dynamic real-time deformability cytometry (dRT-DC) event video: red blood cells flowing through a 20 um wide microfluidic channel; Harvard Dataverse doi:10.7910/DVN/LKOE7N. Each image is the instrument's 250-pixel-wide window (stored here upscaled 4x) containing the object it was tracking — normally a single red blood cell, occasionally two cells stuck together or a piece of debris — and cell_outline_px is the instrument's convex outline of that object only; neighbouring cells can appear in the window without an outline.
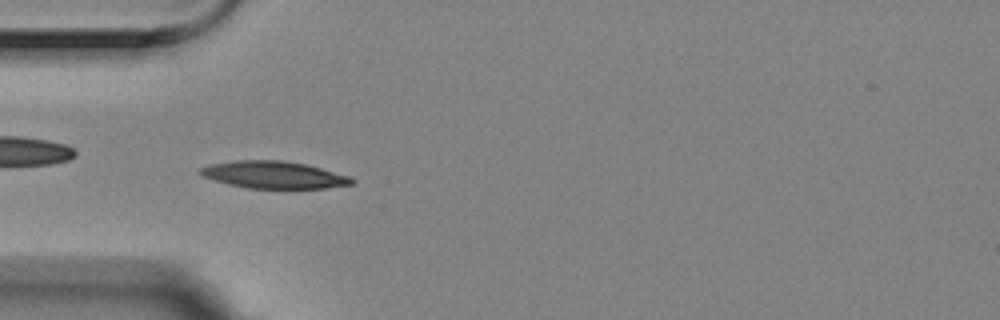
{"species": "Egyptian fruit bat (a non-hibernating species)", "species_latin": "Rousettus aegyptiacus", "temperature_condition": "room temperature", "stored_images_in_passage": 56, "camera_frame_rate_fps": 3000, "um_per_image_px": 0.085, "animal": {"sex": "female"}, "frame": {"image": 1, "passage_image": 16, "time_ms": 5.0, "image_size_px": [1000, 320], "cell_outline_px": [[356, 180], [352, 184], [328, 188], [248, 188], [228, 184], [200, 176], [196, 172], [200, 168], [208, 164], [236, 160], [284, 160], [304, 164], [352, 176]], "centroid_in_image_um": [23.24, 14.85], "position_along_channel_um": 61.8, "area_um2": 24.22}}
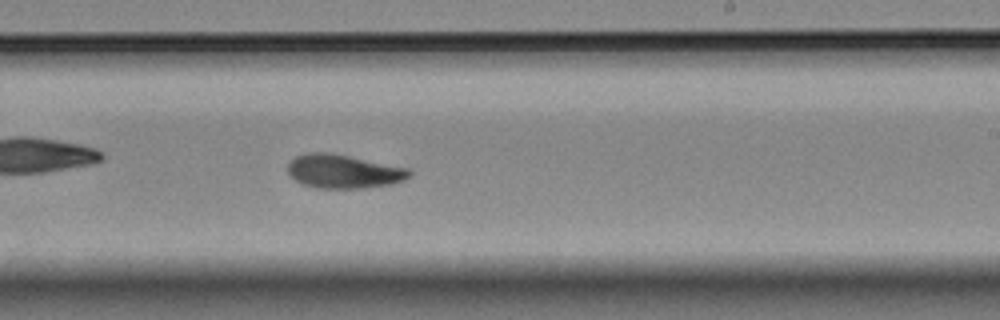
{"frame": {"image": 2, "passage_image": 33, "time_ms": 10.667, "image_size_px": [1000, 320], "cell_outline_px": [[412, 172], [404, 180], [392, 184], [364, 188], [320, 188], [304, 184], [296, 180], [288, 172], [288, 164], [296, 156], [308, 152], [332, 152], [408, 168]], "centroid_in_image_um": [29.21, 14.56], "position_along_channel_um": 259.8, "area_um2": 23.81}}
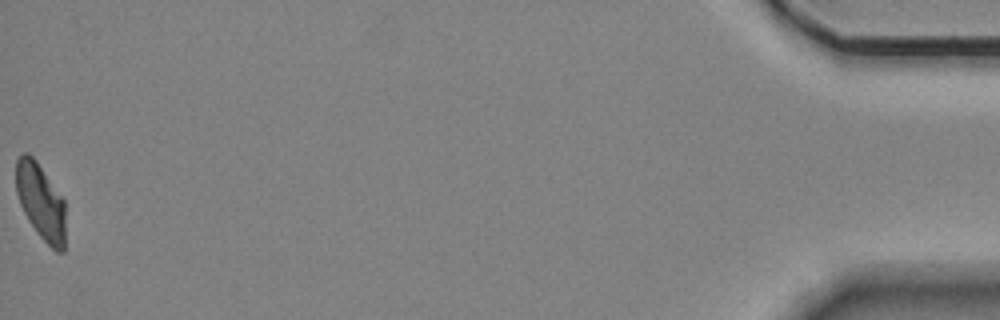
{"frame": {"image": 3, "passage_image": 56, "time_ms": 18.333, "image_size_px": [1000, 320], "cell_outline_px": [[64, 252], [56, 252], [36, 232], [28, 220], [20, 204], [16, 192], [16, 160], [24, 152], [28, 152], [36, 160], [64, 200]], "centroid_in_image_um": [3.45, 17.13], "position_along_channel_um": 431.8, "area_um2": 21.73}, "authors_computed_cell_mechanics": {"area_um2": 23.4379, "velocity_mm_per_s": 3.5112, "shape_relaxation_time_tau1_ms": 5.0526, "shape_relaxation_time_tau2_ms": 3.9909, "deformation_change_tau1": 0.1492, "deformation_change_tau2": 0.0912}}